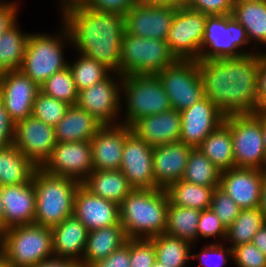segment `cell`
<instances>
[{"instance_id":"003e7915","label":"cell","mask_w":266,"mask_h":267,"mask_svg":"<svg viewBox=\"0 0 266 267\" xmlns=\"http://www.w3.org/2000/svg\"><path fill=\"white\" fill-rule=\"evenodd\" d=\"M263 171L266 173V162H265V165L263 167Z\"/></svg>"},{"instance_id":"816d5d0a","label":"cell","mask_w":266,"mask_h":267,"mask_svg":"<svg viewBox=\"0 0 266 267\" xmlns=\"http://www.w3.org/2000/svg\"><path fill=\"white\" fill-rule=\"evenodd\" d=\"M256 100L259 112L266 111V53L259 52V70L257 74Z\"/></svg>"},{"instance_id":"cb8c5ba5","label":"cell","mask_w":266,"mask_h":267,"mask_svg":"<svg viewBox=\"0 0 266 267\" xmlns=\"http://www.w3.org/2000/svg\"><path fill=\"white\" fill-rule=\"evenodd\" d=\"M192 149L181 141L153 147L154 178L159 189L182 179Z\"/></svg>"},{"instance_id":"e575fe53","label":"cell","mask_w":266,"mask_h":267,"mask_svg":"<svg viewBox=\"0 0 266 267\" xmlns=\"http://www.w3.org/2000/svg\"><path fill=\"white\" fill-rule=\"evenodd\" d=\"M150 239L155 247L156 261L167 267H185L191 258L192 246L196 247L186 240L165 233Z\"/></svg>"},{"instance_id":"ee69618b","label":"cell","mask_w":266,"mask_h":267,"mask_svg":"<svg viewBox=\"0 0 266 267\" xmlns=\"http://www.w3.org/2000/svg\"><path fill=\"white\" fill-rule=\"evenodd\" d=\"M231 259L238 267H266V256L252 242L234 247Z\"/></svg>"},{"instance_id":"60d3db41","label":"cell","mask_w":266,"mask_h":267,"mask_svg":"<svg viewBox=\"0 0 266 267\" xmlns=\"http://www.w3.org/2000/svg\"><path fill=\"white\" fill-rule=\"evenodd\" d=\"M69 106L65 101L47 96L40 91L34 100L31 115L55 127L63 118Z\"/></svg>"},{"instance_id":"681fc988","label":"cell","mask_w":266,"mask_h":267,"mask_svg":"<svg viewBox=\"0 0 266 267\" xmlns=\"http://www.w3.org/2000/svg\"><path fill=\"white\" fill-rule=\"evenodd\" d=\"M89 267H130V239L107 258L98 260Z\"/></svg>"},{"instance_id":"b9f144b4","label":"cell","mask_w":266,"mask_h":267,"mask_svg":"<svg viewBox=\"0 0 266 267\" xmlns=\"http://www.w3.org/2000/svg\"><path fill=\"white\" fill-rule=\"evenodd\" d=\"M210 208L226 228L234 222L241 210L235 201L219 187L215 188L212 193Z\"/></svg>"},{"instance_id":"f35d334b","label":"cell","mask_w":266,"mask_h":267,"mask_svg":"<svg viewBox=\"0 0 266 267\" xmlns=\"http://www.w3.org/2000/svg\"><path fill=\"white\" fill-rule=\"evenodd\" d=\"M80 55L81 56L74 64L71 65L68 63V68L71 71L78 92L89 88L93 84L106 79L110 74H113V72L102 63L84 54Z\"/></svg>"},{"instance_id":"3957f363","label":"cell","mask_w":266,"mask_h":267,"mask_svg":"<svg viewBox=\"0 0 266 267\" xmlns=\"http://www.w3.org/2000/svg\"><path fill=\"white\" fill-rule=\"evenodd\" d=\"M168 205L164 189H133L119 205L127 239H150L165 233Z\"/></svg>"},{"instance_id":"ffe728a7","label":"cell","mask_w":266,"mask_h":267,"mask_svg":"<svg viewBox=\"0 0 266 267\" xmlns=\"http://www.w3.org/2000/svg\"><path fill=\"white\" fill-rule=\"evenodd\" d=\"M265 172L257 168L233 167L221 172L219 188L241 209L258 207Z\"/></svg>"},{"instance_id":"ba28073f","label":"cell","mask_w":266,"mask_h":267,"mask_svg":"<svg viewBox=\"0 0 266 267\" xmlns=\"http://www.w3.org/2000/svg\"><path fill=\"white\" fill-rule=\"evenodd\" d=\"M177 60L167 41L136 37L124 31L121 40L120 75H156Z\"/></svg>"},{"instance_id":"e0dca14e","label":"cell","mask_w":266,"mask_h":267,"mask_svg":"<svg viewBox=\"0 0 266 267\" xmlns=\"http://www.w3.org/2000/svg\"><path fill=\"white\" fill-rule=\"evenodd\" d=\"M116 81L109 75L106 79L79 91L76 105L86 110L102 125H114L115 118H118L122 109L121 82L118 84Z\"/></svg>"},{"instance_id":"c3c4849f","label":"cell","mask_w":266,"mask_h":267,"mask_svg":"<svg viewBox=\"0 0 266 267\" xmlns=\"http://www.w3.org/2000/svg\"><path fill=\"white\" fill-rule=\"evenodd\" d=\"M138 3L139 0H86L82 7L125 16Z\"/></svg>"},{"instance_id":"5b68a950","label":"cell","mask_w":266,"mask_h":267,"mask_svg":"<svg viewBox=\"0 0 266 267\" xmlns=\"http://www.w3.org/2000/svg\"><path fill=\"white\" fill-rule=\"evenodd\" d=\"M8 267H33L54 257L52 229L28 224L3 231L0 253Z\"/></svg>"},{"instance_id":"d6a6232c","label":"cell","mask_w":266,"mask_h":267,"mask_svg":"<svg viewBox=\"0 0 266 267\" xmlns=\"http://www.w3.org/2000/svg\"><path fill=\"white\" fill-rule=\"evenodd\" d=\"M215 188L217 187L201 186L181 179L169 185L165 191L171 205L202 211L210 208L212 193Z\"/></svg>"},{"instance_id":"e7e4bbea","label":"cell","mask_w":266,"mask_h":267,"mask_svg":"<svg viewBox=\"0 0 266 267\" xmlns=\"http://www.w3.org/2000/svg\"><path fill=\"white\" fill-rule=\"evenodd\" d=\"M2 238H3V231L0 229V253L2 249Z\"/></svg>"},{"instance_id":"be15d7a7","label":"cell","mask_w":266,"mask_h":267,"mask_svg":"<svg viewBox=\"0 0 266 267\" xmlns=\"http://www.w3.org/2000/svg\"><path fill=\"white\" fill-rule=\"evenodd\" d=\"M0 267H8L1 254H0Z\"/></svg>"},{"instance_id":"94428289","label":"cell","mask_w":266,"mask_h":267,"mask_svg":"<svg viewBox=\"0 0 266 267\" xmlns=\"http://www.w3.org/2000/svg\"><path fill=\"white\" fill-rule=\"evenodd\" d=\"M0 195H1V186H0ZM0 229L4 231V210H3V203L1 201V196H0Z\"/></svg>"},{"instance_id":"4fadbf2b","label":"cell","mask_w":266,"mask_h":267,"mask_svg":"<svg viewBox=\"0 0 266 267\" xmlns=\"http://www.w3.org/2000/svg\"><path fill=\"white\" fill-rule=\"evenodd\" d=\"M40 168L48 174L82 183L93 171L90 141L57 142L50 157Z\"/></svg>"},{"instance_id":"5bb4252c","label":"cell","mask_w":266,"mask_h":267,"mask_svg":"<svg viewBox=\"0 0 266 267\" xmlns=\"http://www.w3.org/2000/svg\"><path fill=\"white\" fill-rule=\"evenodd\" d=\"M13 144L37 167H41L57 144L54 126L31 115L15 123Z\"/></svg>"},{"instance_id":"6f0895ef","label":"cell","mask_w":266,"mask_h":267,"mask_svg":"<svg viewBox=\"0 0 266 267\" xmlns=\"http://www.w3.org/2000/svg\"><path fill=\"white\" fill-rule=\"evenodd\" d=\"M258 208L266 218V173L264 175V179L261 186V195L259 199Z\"/></svg>"},{"instance_id":"03108f58","label":"cell","mask_w":266,"mask_h":267,"mask_svg":"<svg viewBox=\"0 0 266 267\" xmlns=\"http://www.w3.org/2000/svg\"><path fill=\"white\" fill-rule=\"evenodd\" d=\"M153 267H167L166 265H164V264H161V263H159V262H155L154 264H153Z\"/></svg>"},{"instance_id":"484cf974","label":"cell","mask_w":266,"mask_h":267,"mask_svg":"<svg viewBox=\"0 0 266 267\" xmlns=\"http://www.w3.org/2000/svg\"><path fill=\"white\" fill-rule=\"evenodd\" d=\"M51 229L54 257L73 259L80 263L89 233L84 224L72 215Z\"/></svg>"},{"instance_id":"277c9868","label":"cell","mask_w":266,"mask_h":267,"mask_svg":"<svg viewBox=\"0 0 266 267\" xmlns=\"http://www.w3.org/2000/svg\"><path fill=\"white\" fill-rule=\"evenodd\" d=\"M36 192L34 224L52 228L73 215L75 196L81 183L46 173L38 167L33 174Z\"/></svg>"},{"instance_id":"8d00e7d4","label":"cell","mask_w":266,"mask_h":267,"mask_svg":"<svg viewBox=\"0 0 266 267\" xmlns=\"http://www.w3.org/2000/svg\"><path fill=\"white\" fill-rule=\"evenodd\" d=\"M266 223V218L259 208L241 209L234 222L227 227L226 238L231 248L252 242L253 236Z\"/></svg>"},{"instance_id":"ab89813d","label":"cell","mask_w":266,"mask_h":267,"mask_svg":"<svg viewBox=\"0 0 266 267\" xmlns=\"http://www.w3.org/2000/svg\"><path fill=\"white\" fill-rule=\"evenodd\" d=\"M40 91L69 105H75L78 98V91L68 67L49 77L40 85Z\"/></svg>"},{"instance_id":"2e32d148","label":"cell","mask_w":266,"mask_h":267,"mask_svg":"<svg viewBox=\"0 0 266 267\" xmlns=\"http://www.w3.org/2000/svg\"><path fill=\"white\" fill-rule=\"evenodd\" d=\"M39 92L40 86L21 70L0 74V100L14 123L31 116Z\"/></svg>"},{"instance_id":"7a4b0ae2","label":"cell","mask_w":266,"mask_h":267,"mask_svg":"<svg viewBox=\"0 0 266 267\" xmlns=\"http://www.w3.org/2000/svg\"><path fill=\"white\" fill-rule=\"evenodd\" d=\"M62 21L80 54L102 63L119 76L125 16L78 6L66 10Z\"/></svg>"},{"instance_id":"f907efd6","label":"cell","mask_w":266,"mask_h":267,"mask_svg":"<svg viewBox=\"0 0 266 267\" xmlns=\"http://www.w3.org/2000/svg\"><path fill=\"white\" fill-rule=\"evenodd\" d=\"M15 123L0 100V148L13 143Z\"/></svg>"},{"instance_id":"7dc6e473","label":"cell","mask_w":266,"mask_h":267,"mask_svg":"<svg viewBox=\"0 0 266 267\" xmlns=\"http://www.w3.org/2000/svg\"><path fill=\"white\" fill-rule=\"evenodd\" d=\"M185 7L205 15H229L233 11V0H185Z\"/></svg>"},{"instance_id":"836d02e7","label":"cell","mask_w":266,"mask_h":267,"mask_svg":"<svg viewBox=\"0 0 266 267\" xmlns=\"http://www.w3.org/2000/svg\"><path fill=\"white\" fill-rule=\"evenodd\" d=\"M13 24L0 37V74L20 70L23 63L25 47L30 34H23Z\"/></svg>"},{"instance_id":"7bdbcfd3","label":"cell","mask_w":266,"mask_h":267,"mask_svg":"<svg viewBox=\"0 0 266 267\" xmlns=\"http://www.w3.org/2000/svg\"><path fill=\"white\" fill-rule=\"evenodd\" d=\"M155 247L151 239H130V267H153Z\"/></svg>"},{"instance_id":"6da1fadb","label":"cell","mask_w":266,"mask_h":267,"mask_svg":"<svg viewBox=\"0 0 266 267\" xmlns=\"http://www.w3.org/2000/svg\"><path fill=\"white\" fill-rule=\"evenodd\" d=\"M208 97L225 115L259 112L256 100L259 52L240 57L197 60Z\"/></svg>"},{"instance_id":"9a60e30c","label":"cell","mask_w":266,"mask_h":267,"mask_svg":"<svg viewBox=\"0 0 266 267\" xmlns=\"http://www.w3.org/2000/svg\"><path fill=\"white\" fill-rule=\"evenodd\" d=\"M121 172L133 189H157L153 170V146L131 132L125 139Z\"/></svg>"},{"instance_id":"7c38bea8","label":"cell","mask_w":266,"mask_h":267,"mask_svg":"<svg viewBox=\"0 0 266 267\" xmlns=\"http://www.w3.org/2000/svg\"><path fill=\"white\" fill-rule=\"evenodd\" d=\"M206 17L185 6L177 8L166 40L177 59H199Z\"/></svg>"},{"instance_id":"8fae6325","label":"cell","mask_w":266,"mask_h":267,"mask_svg":"<svg viewBox=\"0 0 266 267\" xmlns=\"http://www.w3.org/2000/svg\"><path fill=\"white\" fill-rule=\"evenodd\" d=\"M171 106L179 112L204 98L197 60H180L156 74Z\"/></svg>"},{"instance_id":"4dcf8cb0","label":"cell","mask_w":266,"mask_h":267,"mask_svg":"<svg viewBox=\"0 0 266 267\" xmlns=\"http://www.w3.org/2000/svg\"><path fill=\"white\" fill-rule=\"evenodd\" d=\"M197 149L221 171L235 167L230 126L225 120Z\"/></svg>"},{"instance_id":"7402d4cb","label":"cell","mask_w":266,"mask_h":267,"mask_svg":"<svg viewBox=\"0 0 266 267\" xmlns=\"http://www.w3.org/2000/svg\"><path fill=\"white\" fill-rule=\"evenodd\" d=\"M73 215L89 231L120 223L119 205L92 194L82 184L76 192Z\"/></svg>"},{"instance_id":"f5cc1de1","label":"cell","mask_w":266,"mask_h":267,"mask_svg":"<svg viewBox=\"0 0 266 267\" xmlns=\"http://www.w3.org/2000/svg\"><path fill=\"white\" fill-rule=\"evenodd\" d=\"M17 11L18 7H16V2L6 1L0 4V37L7 29L17 22Z\"/></svg>"},{"instance_id":"9f6ffc18","label":"cell","mask_w":266,"mask_h":267,"mask_svg":"<svg viewBox=\"0 0 266 267\" xmlns=\"http://www.w3.org/2000/svg\"><path fill=\"white\" fill-rule=\"evenodd\" d=\"M252 243L266 256V223L253 236Z\"/></svg>"},{"instance_id":"52a82bcc","label":"cell","mask_w":266,"mask_h":267,"mask_svg":"<svg viewBox=\"0 0 266 267\" xmlns=\"http://www.w3.org/2000/svg\"><path fill=\"white\" fill-rule=\"evenodd\" d=\"M61 36L44 33L30 34L25 47L23 63L20 70L39 86L54 73L68 67L64 60V43H71L66 26L62 25ZM65 41V42H64Z\"/></svg>"},{"instance_id":"f1b7e54d","label":"cell","mask_w":266,"mask_h":267,"mask_svg":"<svg viewBox=\"0 0 266 267\" xmlns=\"http://www.w3.org/2000/svg\"><path fill=\"white\" fill-rule=\"evenodd\" d=\"M81 184L92 194L118 205L133 190L120 169L93 170Z\"/></svg>"},{"instance_id":"1f68e13d","label":"cell","mask_w":266,"mask_h":267,"mask_svg":"<svg viewBox=\"0 0 266 267\" xmlns=\"http://www.w3.org/2000/svg\"><path fill=\"white\" fill-rule=\"evenodd\" d=\"M232 16L246 29L249 41L266 45V0L235 3Z\"/></svg>"},{"instance_id":"44dd1931","label":"cell","mask_w":266,"mask_h":267,"mask_svg":"<svg viewBox=\"0 0 266 267\" xmlns=\"http://www.w3.org/2000/svg\"><path fill=\"white\" fill-rule=\"evenodd\" d=\"M131 132V127L122 121L103 125L90 140L93 170L120 169L125 139Z\"/></svg>"},{"instance_id":"30bf717a","label":"cell","mask_w":266,"mask_h":267,"mask_svg":"<svg viewBox=\"0 0 266 267\" xmlns=\"http://www.w3.org/2000/svg\"><path fill=\"white\" fill-rule=\"evenodd\" d=\"M230 126L235 167L263 170L266 151L262 139V111L225 116Z\"/></svg>"},{"instance_id":"680465c9","label":"cell","mask_w":266,"mask_h":267,"mask_svg":"<svg viewBox=\"0 0 266 267\" xmlns=\"http://www.w3.org/2000/svg\"><path fill=\"white\" fill-rule=\"evenodd\" d=\"M86 2V0H62L61 4V9H62V14L70 9V8H74V7H78V6H82L84 3Z\"/></svg>"},{"instance_id":"8992f818","label":"cell","mask_w":266,"mask_h":267,"mask_svg":"<svg viewBox=\"0 0 266 267\" xmlns=\"http://www.w3.org/2000/svg\"><path fill=\"white\" fill-rule=\"evenodd\" d=\"M121 92L126 98V119L122 123L131 127L140 118L172 110L171 102L157 75H120Z\"/></svg>"},{"instance_id":"91938a15","label":"cell","mask_w":266,"mask_h":267,"mask_svg":"<svg viewBox=\"0 0 266 267\" xmlns=\"http://www.w3.org/2000/svg\"><path fill=\"white\" fill-rule=\"evenodd\" d=\"M262 139L266 151V111H262Z\"/></svg>"},{"instance_id":"4316f807","label":"cell","mask_w":266,"mask_h":267,"mask_svg":"<svg viewBox=\"0 0 266 267\" xmlns=\"http://www.w3.org/2000/svg\"><path fill=\"white\" fill-rule=\"evenodd\" d=\"M103 125L86 110L70 105L63 118L54 127L57 142L90 141Z\"/></svg>"},{"instance_id":"d6986e66","label":"cell","mask_w":266,"mask_h":267,"mask_svg":"<svg viewBox=\"0 0 266 267\" xmlns=\"http://www.w3.org/2000/svg\"><path fill=\"white\" fill-rule=\"evenodd\" d=\"M177 8L139 2L125 15V31L136 37L166 41Z\"/></svg>"},{"instance_id":"ac0fdd59","label":"cell","mask_w":266,"mask_h":267,"mask_svg":"<svg viewBox=\"0 0 266 267\" xmlns=\"http://www.w3.org/2000/svg\"><path fill=\"white\" fill-rule=\"evenodd\" d=\"M180 113L179 141L192 148H197L210 133L224 122L226 116L208 97L202 98Z\"/></svg>"},{"instance_id":"f546056e","label":"cell","mask_w":266,"mask_h":267,"mask_svg":"<svg viewBox=\"0 0 266 267\" xmlns=\"http://www.w3.org/2000/svg\"><path fill=\"white\" fill-rule=\"evenodd\" d=\"M37 168L13 143L0 148V186L29 183Z\"/></svg>"},{"instance_id":"d590c367","label":"cell","mask_w":266,"mask_h":267,"mask_svg":"<svg viewBox=\"0 0 266 267\" xmlns=\"http://www.w3.org/2000/svg\"><path fill=\"white\" fill-rule=\"evenodd\" d=\"M199 216L200 210L171 205L169 203L165 234L193 244L194 240L198 239L197 226Z\"/></svg>"},{"instance_id":"74e56055","label":"cell","mask_w":266,"mask_h":267,"mask_svg":"<svg viewBox=\"0 0 266 267\" xmlns=\"http://www.w3.org/2000/svg\"><path fill=\"white\" fill-rule=\"evenodd\" d=\"M221 172L200 150L193 148L182 180L206 187H219Z\"/></svg>"},{"instance_id":"6125c7cd","label":"cell","mask_w":266,"mask_h":267,"mask_svg":"<svg viewBox=\"0 0 266 267\" xmlns=\"http://www.w3.org/2000/svg\"><path fill=\"white\" fill-rule=\"evenodd\" d=\"M264 0H233V3H241V2H260Z\"/></svg>"},{"instance_id":"603a6c76","label":"cell","mask_w":266,"mask_h":267,"mask_svg":"<svg viewBox=\"0 0 266 267\" xmlns=\"http://www.w3.org/2000/svg\"><path fill=\"white\" fill-rule=\"evenodd\" d=\"M4 210V231L8 228L34 224L36 192L33 180L29 183L1 186Z\"/></svg>"},{"instance_id":"83f0119b","label":"cell","mask_w":266,"mask_h":267,"mask_svg":"<svg viewBox=\"0 0 266 267\" xmlns=\"http://www.w3.org/2000/svg\"><path fill=\"white\" fill-rule=\"evenodd\" d=\"M127 237L122 225L116 224L89 231L81 267H89L94 262L107 258L112 252L125 244Z\"/></svg>"},{"instance_id":"9c48e42d","label":"cell","mask_w":266,"mask_h":267,"mask_svg":"<svg viewBox=\"0 0 266 267\" xmlns=\"http://www.w3.org/2000/svg\"><path fill=\"white\" fill-rule=\"evenodd\" d=\"M249 43L246 29L232 14L207 15L198 60L207 61L254 54L241 50L242 46L244 47Z\"/></svg>"},{"instance_id":"bcb514c9","label":"cell","mask_w":266,"mask_h":267,"mask_svg":"<svg viewBox=\"0 0 266 267\" xmlns=\"http://www.w3.org/2000/svg\"><path fill=\"white\" fill-rule=\"evenodd\" d=\"M222 244H209L206 247L204 246L202 251L199 254H191V258L199 259V266L202 267H222L226 264L228 256H233V249L229 246L227 249L223 247ZM226 249V250H225ZM215 258V259H214ZM218 260L212 262L213 260ZM212 260V261H211ZM215 263V264H213ZM210 264V265H209Z\"/></svg>"},{"instance_id":"db71d44e","label":"cell","mask_w":266,"mask_h":267,"mask_svg":"<svg viewBox=\"0 0 266 267\" xmlns=\"http://www.w3.org/2000/svg\"><path fill=\"white\" fill-rule=\"evenodd\" d=\"M33 267H81V265L73 259L52 257L37 263Z\"/></svg>"},{"instance_id":"d4e9b609","label":"cell","mask_w":266,"mask_h":267,"mask_svg":"<svg viewBox=\"0 0 266 267\" xmlns=\"http://www.w3.org/2000/svg\"><path fill=\"white\" fill-rule=\"evenodd\" d=\"M131 129L139 138L153 147L177 142L181 132V113L172 109L146 116L136 121Z\"/></svg>"},{"instance_id":"11a10c76","label":"cell","mask_w":266,"mask_h":267,"mask_svg":"<svg viewBox=\"0 0 266 267\" xmlns=\"http://www.w3.org/2000/svg\"><path fill=\"white\" fill-rule=\"evenodd\" d=\"M139 2L149 6H168L179 8L185 5V0H139Z\"/></svg>"},{"instance_id":"f6af8a7d","label":"cell","mask_w":266,"mask_h":267,"mask_svg":"<svg viewBox=\"0 0 266 267\" xmlns=\"http://www.w3.org/2000/svg\"><path fill=\"white\" fill-rule=\"evenodd\" d=\"M226 226L220 221L211 208L200 211L197 237L210 238L221 237L223 240L226 238Z\"/></svg>"}]
</instances>
